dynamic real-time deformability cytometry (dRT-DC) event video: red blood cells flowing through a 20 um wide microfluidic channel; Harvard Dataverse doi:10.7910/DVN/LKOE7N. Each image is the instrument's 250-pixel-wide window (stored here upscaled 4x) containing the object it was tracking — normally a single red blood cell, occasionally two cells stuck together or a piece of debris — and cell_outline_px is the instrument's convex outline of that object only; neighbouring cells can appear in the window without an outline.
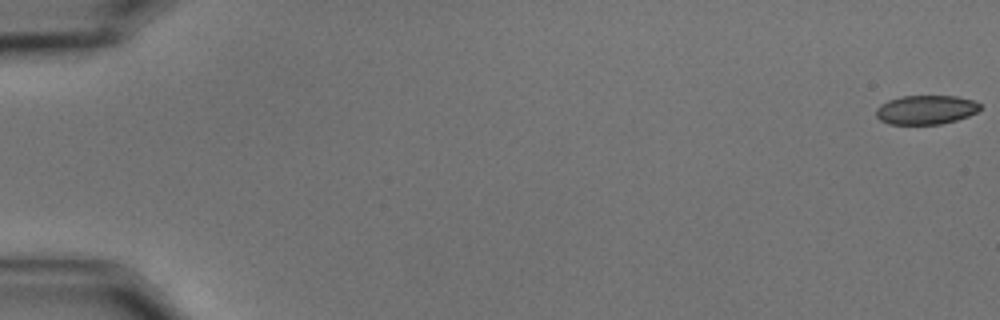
{"species": "common noctule bat (a hibernating species)", "species_latin": "Nyctalus noctula", "temperature_condition": "cold", "stored_images_in_passage": 59, "camera_frame_rate_fps": 3000, "um_per_image_px": 0.085, "animal": {"sex": "male", "body_mass_g": 15.6}, "frame": {"image": 1, "passage_image": 1, "time_ms": 0.0, "image_size_px": [1000, 320], "cell_outline_px": [[980, 108], [976, 112], [968, 116], [956, 120], [940, 124], [888, 124], [880, 120], [876, 116], [876, 108], [880, 104], [888, 100], [900, 96], [956, 96], [972, 100], [980, 104]], "centroid_in_image_um": [78.66, 9.33], "position_along_channel_um": 6.3, "area_um2": 17.63}}
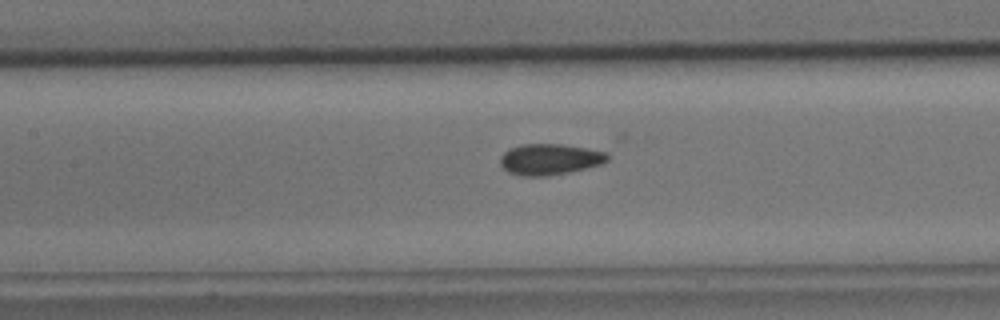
{"frame": {"image": 2, "passage_image": 28, "time_ms": 9.0, "image_size_px": [1000, 320], "cell_outline_px": [[608, 160], [600, 164], [568, 172], [548, 176], [520, 176], [508, 172], [500, 164], [500, 156], [508, 148], [520, 144], [564, 144], [608, 148]], "centroid_in_image_um": [46.81, 13.5], "position_along_channel_um": 160.6, "area_um2": 20.11}}
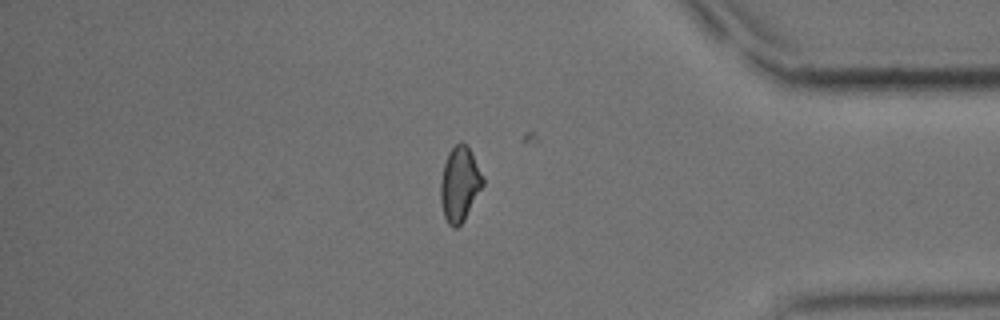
{"frame": {"image": 3, "passage_image": 50, "time_ms": 16.333, "image_size_px": [1000, 320], "cell_outline_px": [[484, 184], [464, 220], [456, 228], [452, 228], [448, 224], [444, 216], [440, 200], [440, 184], [444, 164], [448, 152], [460, 140], [472, 152], [484, 176]], "centroid_in_image_um": [39.08, 15.64], "position_along_channel_um": 396.1, "area_um2": 18.5}, "authors_computed_cell_mechanics": {"area_um2": 18.785, "velocity_mm_per_s": 3.5336, "shape_relaxation_time_tau1_ms": null, "shape_relaxation_time_tau2_ms": 2.3762, "deformation_change_tau1": null, "deformation_change_tau2": 0.0755}}